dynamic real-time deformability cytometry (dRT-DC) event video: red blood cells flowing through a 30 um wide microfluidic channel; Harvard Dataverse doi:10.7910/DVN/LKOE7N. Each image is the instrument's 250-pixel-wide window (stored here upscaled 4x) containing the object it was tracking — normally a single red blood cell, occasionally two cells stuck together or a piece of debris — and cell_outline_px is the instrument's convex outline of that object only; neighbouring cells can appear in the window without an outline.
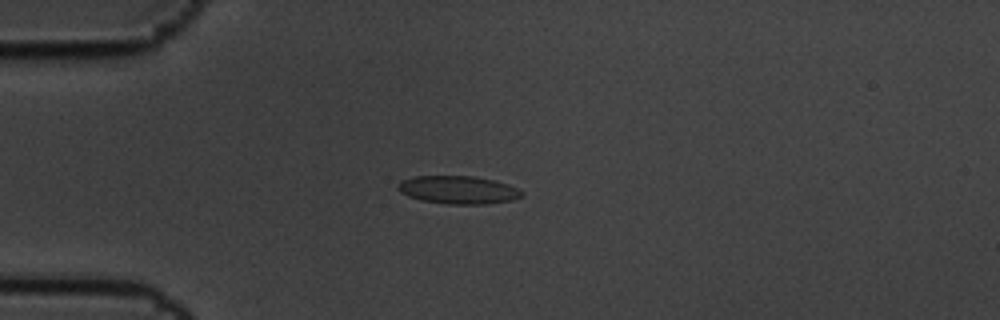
{"species": "common noctule bat (a hibernating species)", "species_latin": "Nyctalus noctula", "temperature_condition": "cold", "stored_images_in_passage": 13, "camera_frame_rate_fps": 3000, "um_per_image_px": 0.085, "animal": {"sex": "male", "body_mass_g": 19.5, "forearm_length_mm": 54.6}, "frame": {"image": 1, "passage_image": 2, "time_ms": 0.333, "image_size_px": [1000, 320], "cell_outline_px": [[524, 196], [512, 200], [484, 204], [448, 204], [420, 200], [408, 196], [400, 192], [396, 188], [396, 184], [400, 180], [412, 176], [472, 176], [496, 180], [520, 188], [524, 192]], "centroid_in_image_um": [38.95, 16.13], "position_along_channel_um": 46.1, "area_um2": 20.58}}
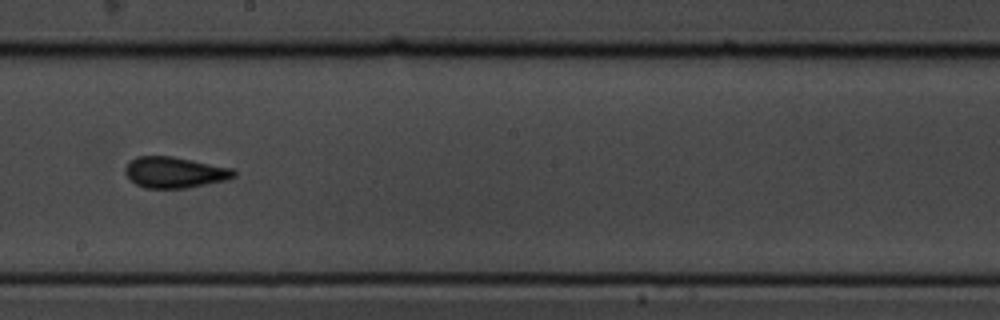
{"frame": {"image": 2, "passage_image": 7, "time_ms": 2.0, "image_size_px": [1000, 320], "cell_outline_px": [[236, 176], [224, 180], [188, 188], [144, 188], [136, 184], [124, 172], [124, 168], [136, 156], [172, 156], [232, 168], [236, 172]], "centroid_in_image_um": [14.84, 14.65], "position_along_channel_um": 233.4, "area_um2": 19.48}}
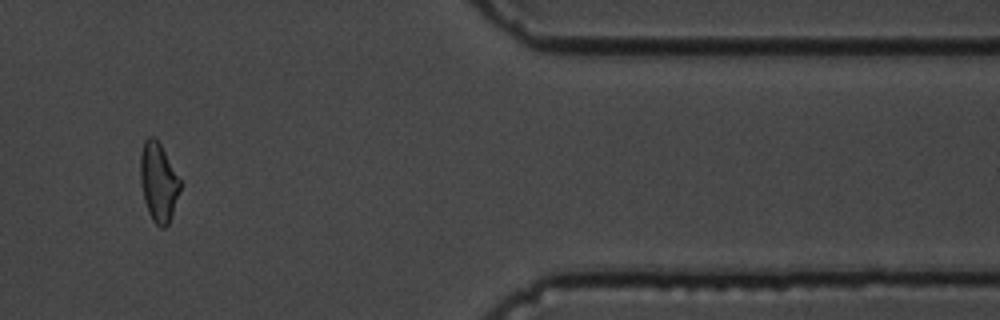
{"frame": {"image": 3, "passage_image": 11, "time_ms": 3.333, "image_size_px": [1000, 320], "cell_outline_px": [[180, 188], [168, 224], [164, 228], [160, 228], [152, 220], [148, 212], [144, 200], [140, 180], [140, 156], [144, 140], [148, 136], [152, 136], [160, 144], [180, 180]], "centroid_in_image_um": [13.43, 15.48], "position_along_channel_um": 398.0, "area_um2": 17.92}}